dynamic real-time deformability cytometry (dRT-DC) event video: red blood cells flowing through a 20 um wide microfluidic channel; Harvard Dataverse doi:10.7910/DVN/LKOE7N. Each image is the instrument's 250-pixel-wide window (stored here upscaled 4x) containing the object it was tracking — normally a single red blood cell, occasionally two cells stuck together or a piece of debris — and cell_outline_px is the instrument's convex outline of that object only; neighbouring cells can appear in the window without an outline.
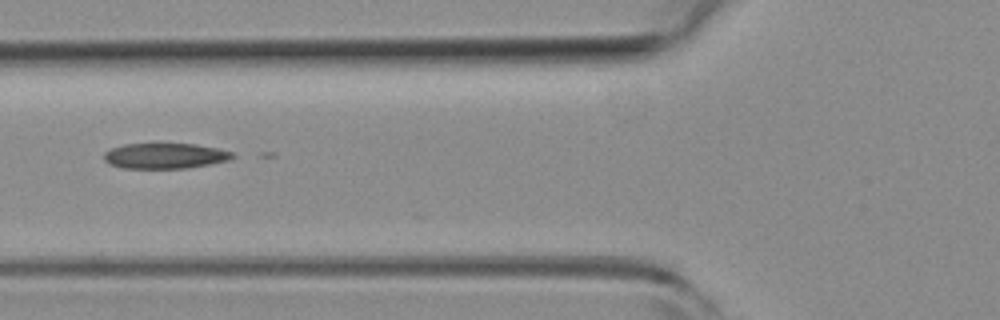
{"species": "common noctule bat (a hibernating species)", "species_latin": "Nyctalus noctula", "temperature_condition": "room temperature", "stored_images_in_passage": 3, "camera_frame_rate_fps": 3000, "um_per_image_px": 0.085, "animal": {"sex": "female", "body_mass_g": 19.3, "forearm_length_mm": 54.1}, "frame": {"image": 1, "passage_image": 2, "time_ms": 0.333, "image_size_px": [1000, 320], "cell_outline_px": [[236, 156], [228, 160], [188, 168], [120, 168], [108, 164], [104, 160], [104, 152], [112, 148], [124, 144], [156, 140], [160, 140], [196, 144], [216, 148], [232, 152]], "centroid_in_image_um": [13.96, 13.19], "position_along_channel_um": 111.8, "area_um2": 20.11}}